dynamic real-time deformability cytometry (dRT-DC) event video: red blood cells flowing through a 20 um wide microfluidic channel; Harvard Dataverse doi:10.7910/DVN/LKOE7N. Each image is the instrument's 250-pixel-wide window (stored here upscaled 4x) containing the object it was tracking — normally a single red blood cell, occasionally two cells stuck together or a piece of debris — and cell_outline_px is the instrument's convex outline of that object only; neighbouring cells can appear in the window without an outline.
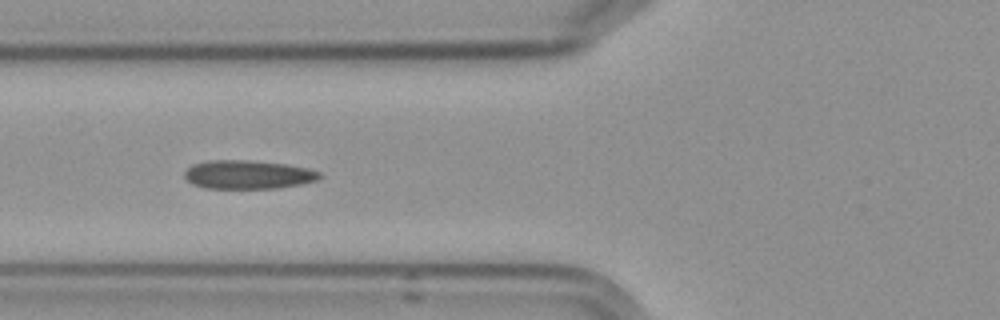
{"species": "Egyptian fruit bat (a non-hibernating species)", "species_latin": "Rousettus aegyptiacus", "temperature_condition": "cold", "stored_images_in_passage": 8, "camera_frame_rate_fps": 3000, "um_per_image_px": 0.085, "frame": {"image": 1, "passage_image": 6, "time_ms": 5.667, "image_size_px": [1000, 320], "cell_outline_px": [[324, 176], [316, 180], [300, 184], [276, 188], [204, 188], [192, 184], [184, 176], [184, 172], [192, 164], [208, 160], [248, 160], [284, 164], [308, 168], [320, 172]], "centroid_in_image_um": [21.07, 14.84], "position_along_channel_um": 104.7, "area_um2": 22.54}}
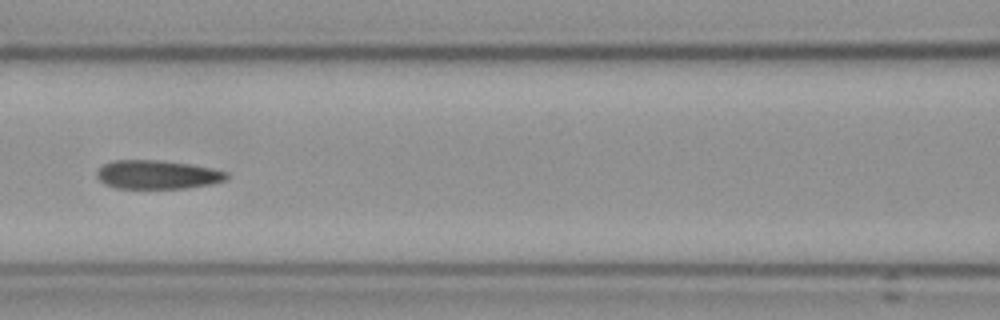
{"frame": {"image": 2, "passage_image": 7, "time_ms": 7.0, "image_size_px": [1000, 320], "cell_outline_px": [[228, 176], [224, 180], [208, 184], [184, 188], [116, 188], [104, 184], [96, 176], [96, 168], [112, 160], [156, 160], [188, 164], [212, 168], [228, 172]], "centroid_in_image_um": [13.3, 14.84], "position_along_channel_um": 153.3, "area_um2": 21.62}}